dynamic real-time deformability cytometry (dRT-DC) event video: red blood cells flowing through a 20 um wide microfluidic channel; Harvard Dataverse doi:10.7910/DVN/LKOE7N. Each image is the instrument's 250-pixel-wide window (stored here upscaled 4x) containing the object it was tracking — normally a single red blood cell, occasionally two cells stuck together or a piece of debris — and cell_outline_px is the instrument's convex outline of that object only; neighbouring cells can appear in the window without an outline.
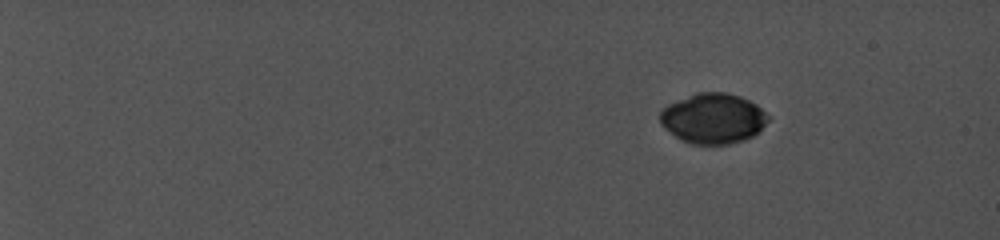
{"species": "common noctule bat (a hibernating species)", "species_latin": "Nyctalus noctula", "temperature_condition": "cold", "stored_images_in_passage": 20, "camera_frame_rate_fps": 5000, "um_per_image_px": 0.085, "animal": {"sex": "female", "body_mass_g": 19.0, "forearm_length_mm": 56.7}, "frame": {"image": 1, "passage_image": 1, "time_ms": 0.0, "image_size_px": [1000, 240], "cell_outline_px": [[768, 120], [752, 136], [744, 140], [732, 144], [708, 148], [692, 144], [680, 140], [664, 128], [660, 124], [660, 112], [668, 104], [696, 92], [728, 92], [740, 96], [756, 104], [768, 116]], "centroid_in_image_um": [60.57, 10.11], "position_along_channel_um": 24.4, "area_um2": 32.14}}
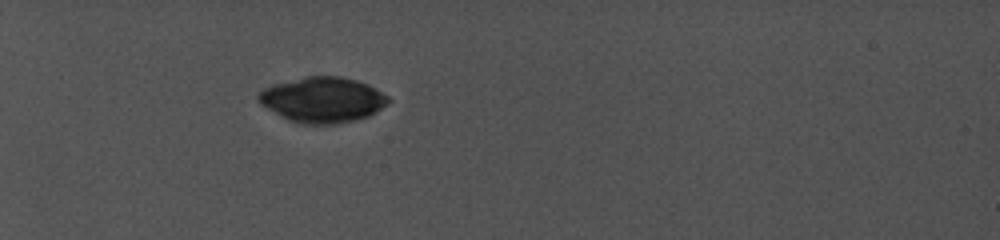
{"frame": {"image": 2, "passage_image": 15, "time_ms": 4.8, "image_size_px": [1000, 240], "cell_outline_px": [[392, 100], [388, 104], [376, 112], [368, 116], [336, 124], [300, 124], [288, 120], [260, 104], [256, 96], [264, 88], [272, 84], [304, 76], [340, 76], [356, 80], [368, 84], [388, 96]], "centroid_in_image_um": [27.41, 8.47], "position_along_channel_um": 57.6, "area_um2": 34.51}}